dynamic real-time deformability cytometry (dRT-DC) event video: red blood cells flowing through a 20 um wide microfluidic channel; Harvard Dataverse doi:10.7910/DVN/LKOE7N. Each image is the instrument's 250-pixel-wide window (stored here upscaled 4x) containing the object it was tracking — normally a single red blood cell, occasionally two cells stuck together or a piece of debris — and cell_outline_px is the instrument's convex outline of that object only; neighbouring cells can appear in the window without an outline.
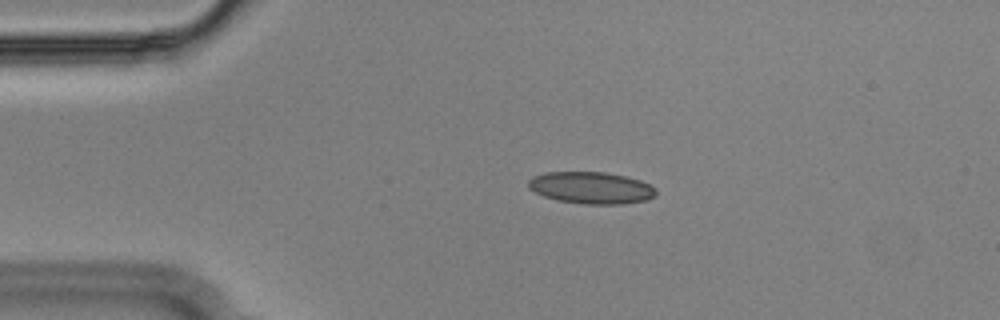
{"species": "Egyptian fruit bat (a non-hibernating species)", "species_latin": "Rousettus aegyptiacus", "temperature_condition": "cold", "stored_images_in_passage": 55, "camera_frame_rate_fps": 3000, "um_per_image_px": 0.085, "animal": {"sex": "male"}, "frame": {"image": 1, "passage_image": 12, "time_ms": 3.667, "image_size_px": [1000, 320], "cell_outline_px": [[656, 196], [648, 200], [620, 204], [584, 204], [556, 200], [544, 196], [528, 188], [528, 180], [532, 176], [548, 172], [604, 172], [624, 176], [640, 180], [652, 184], [656, 188]], "centroid_in_image_um": [50.28, 15.96], "position_along_channel_um": 34.7, "area_um2": 23.87}}
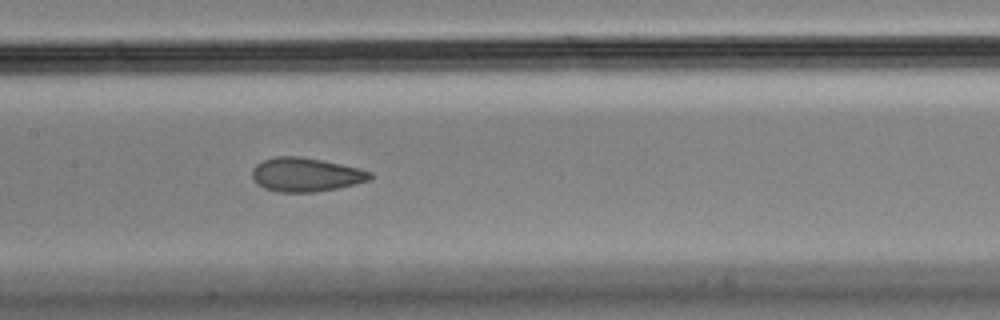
{"frame": {"image": 2, "passage_image": 27, "time_ms": 8.667, "image_size_px": [1000, 320], "cell_outline_px": [[372, 176], [368, 180], [336, 188], [316, 192], [280, 192], [264, 188], [256, 184], [252, 176], [252, 168], [256, 164], [264, 160], [276, 156], [296, 156], [320, 160], [340, 164], [372, 172]], "centroid_in_image_um": [25.93, 14.85], "position_along_channel_um": 181.5, "area_um2": 22.95}}
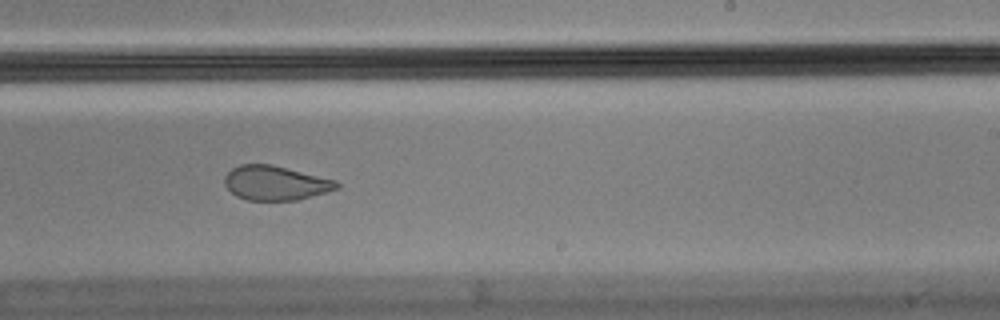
{"frame": {"image": 3, "passage_image": 34, "time_ms": 11.0, "image_size_px": [1000, 320], "cell_outline_px": [[340, 188], [296, 200], [248, 200], [236, 196], [224, 184], [224, 176], [232, 168], [240, 164], [272, 164], [336, 180], [340, 184]], "centroid_in_image_um": [23.41, 15.54], "position_along_channel_um": 265.6, "area_um2": 22.43}, "authors_computed_cell_mechanics": {"area_um2": 23.4668, "velocity_mm_per_s": 3.622, "shape_relaxation_time_tau1_ms": null, "shape_relaxation_time_tau2_ms": 1.3808, "deformation_change_tau1": null, "deformation_change_tau2": 0.0745}}